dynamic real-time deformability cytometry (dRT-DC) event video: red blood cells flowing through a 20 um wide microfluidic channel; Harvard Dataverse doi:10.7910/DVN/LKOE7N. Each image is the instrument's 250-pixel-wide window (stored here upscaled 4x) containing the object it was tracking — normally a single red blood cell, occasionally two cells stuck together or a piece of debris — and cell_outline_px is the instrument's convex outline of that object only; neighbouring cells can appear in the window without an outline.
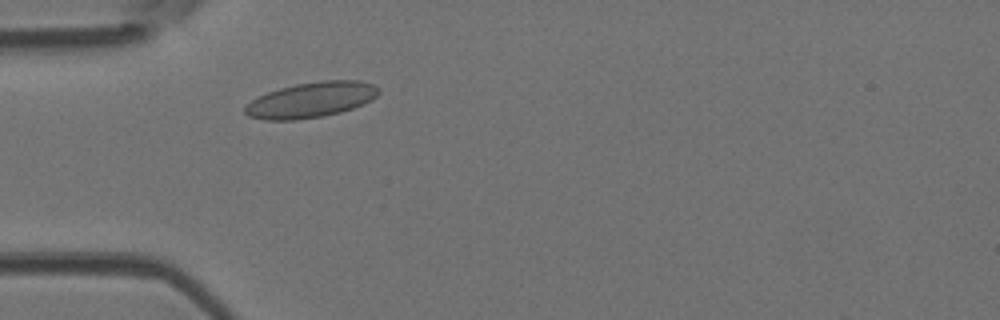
{"species": "Egyptian fruit bat (a non-hibernating species)", "species_latin": "Rousettus aegyptiacus", "temperature_condition": "room temperature", "stored_images_in_passage": 42, "camera_frame_rate_fps": 3000, "um_per_image_px": 0.085, "animal": {"sex": "female"}, "frame": {"image": 1, "passage_image": 7, "time_ms": 2.0, "image_size_px": [1000, 320], "cell_outline_px": [[380, 92], [372, 100], [364, 104], [340, 112], [324, 116], [296, 120], [264, 120], [248, 116], [244, 112], [244, 108], [252, 100], [268, 92], [280, 88], [296, 84], [320, 80], [360, 80], [372, 84], [380, 88]], "centroid_in_image_um": [26.47, 8.49], "position_along_channel_um": 58.5, "area_um2": 27.63}}
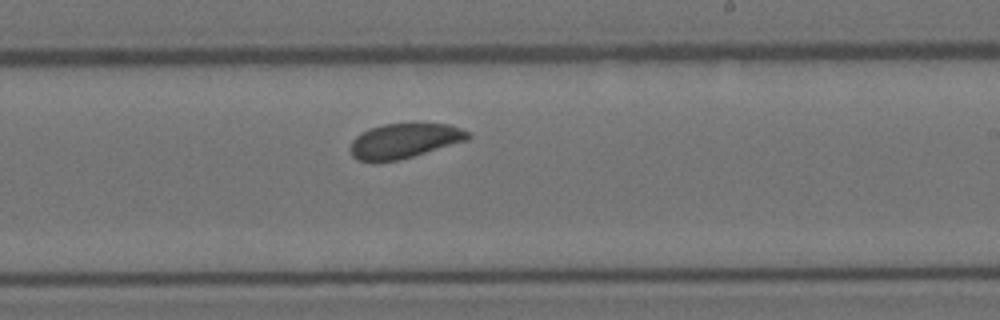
{"frame": {"image": 2, "passage_image": 22, "time_ms": 7.0, "image_size_px": [1000, 320], "cell_outline_px": [[472, 136], [468, 140], [400, 160], [372, 164], [360, 160], [352, 156], [352, 140], [356, 136], [372, 128], [384, 124], [448, 124], [472, 132]], "centroid_in_image_um": [34.4, 12.0], "position_along_channel_um": 254.6, "area_um2": 23.93}}
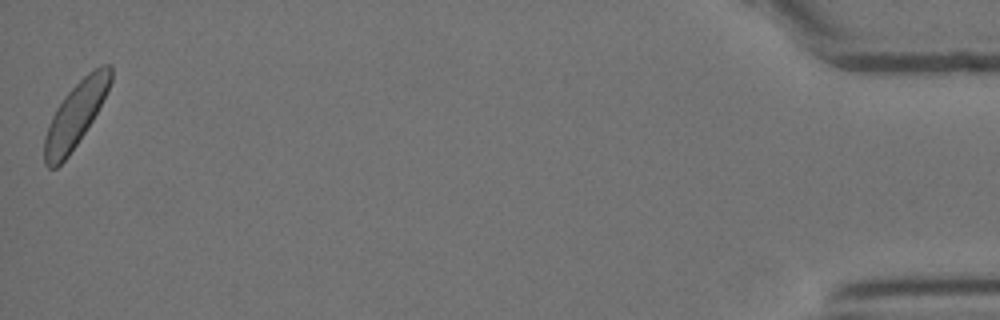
{"frame": {"image": 3, "passage_image": 42, "time_ms": 13.667, "image_size_px": [1000, 320], "cell_outline_px": [[112, 80], [92, 120], [68, 156], [56, 168], [48, 168], [44, 164], [44, 136], [48, 124], [56, 108], [64, 96], [88, 72], [100, 64], [112, 64]], "centroid_in_image_um": [6.39, 9.74], "position_along_channel_um": 428.8, "area_um2": 24.57}, "authors_computed_cell_mechanics": {"area_um2": 24.7962, "velocity_mm_per_s": 4.0035, "shape_relaxation_time_tau1_ms": 1.6169, "shape_relaxation_time_tau2_ms": 8.6326, "deformation_change_tau1": 0.056, "deformation_change_tau2": 0.1108}}